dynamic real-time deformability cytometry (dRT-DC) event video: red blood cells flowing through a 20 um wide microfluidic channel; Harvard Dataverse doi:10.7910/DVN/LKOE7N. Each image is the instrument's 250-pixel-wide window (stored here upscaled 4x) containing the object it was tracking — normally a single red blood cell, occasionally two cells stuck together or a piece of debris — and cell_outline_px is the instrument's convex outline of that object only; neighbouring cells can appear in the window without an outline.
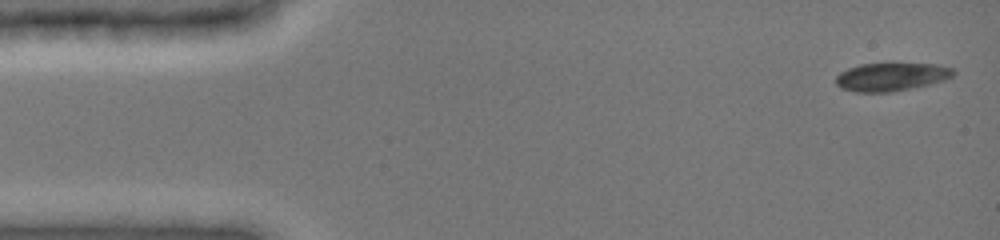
{"species": "common noctule bat (a hibernating species)", "species_latin": "Nyctalus noctula", "temperature_condition": "cold", "stored_images_in_passage": 13, "camera_frame_rate_fps": 3000, "um_per_image_px": 0.085, "animal": {"sex": "female", "body_mass_g": 19.0, "forearm_length_mm": 51.5}, "frame": {"image": 1, "passage_image": 1, "time_ms": 0.0, "image_size_px": [1000, 240], "cell_outline_px": [[956, 72], [952, 76], [944, 80], [928, 84], [888, 92], [856, 92], [840, 88], [836, 84], [836, 76], [840, 72], [848, 68], [860, 64], [936, 64], [952, 68]], "centroid_in_image_um": [75.72, 6.53], "position_along_channel_um": 9.3, "area_um2": 19.02}}
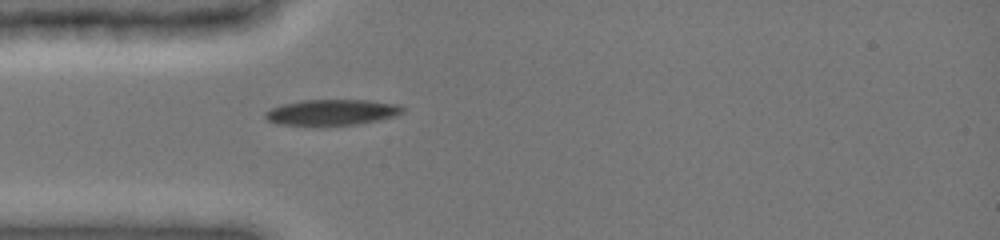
{"frame": {"image": 2, "passage_image": 10, "time_ms": 3.0, "image_size_px": [1000, 240], "cell_outline_px": [[404, 112], [396, 116], [356, 124], [276, 124], [268, 120], [264, 116], [264, 112], [272, 108], [284, 104], [300, 100], [368, 100], [400, 104], [404, 108]], "centroid_in_image_um": [28.24, 9.52], "position_along_channel_um": 56.8, "area_um2": 20.29}}
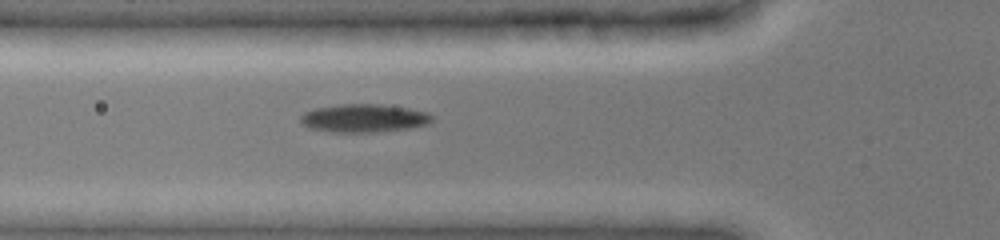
{"frame": {"image": 3, "passage_image": 13, "time_ms": 4.0, "image_size_px": [1000, 240], "cell_outline_px": [[436, 116], [428, 124], [408, 128], [372, 132], [332, 132], [308, 128], [300, 124], [300, 116], [304, 112], [316, 108], [340, 104], [380, 104], [408, 108], [428, 112]], "centroid_in_image_um": [30.92, 10.04], "position_along_channel_um": 94.9, "area_um2": 21.73}}